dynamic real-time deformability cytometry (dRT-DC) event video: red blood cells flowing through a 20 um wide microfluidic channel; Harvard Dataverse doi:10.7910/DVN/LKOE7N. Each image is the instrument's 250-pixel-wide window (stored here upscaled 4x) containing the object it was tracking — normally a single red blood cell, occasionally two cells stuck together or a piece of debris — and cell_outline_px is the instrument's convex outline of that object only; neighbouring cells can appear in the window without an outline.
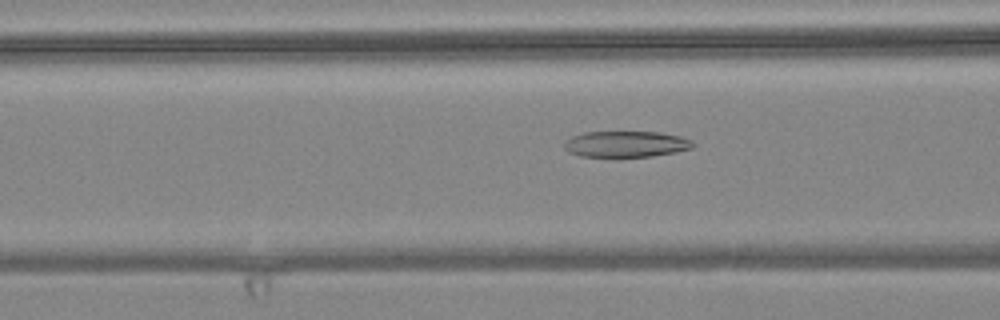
{"species": "common noctule bat (a hibernating species)", "species_latin": "Nyctalus noctula", "temperature_condition": "warm", "stored_images_in_passage": 56, "camera_frame_rate_fps": 3000, "um_per_image_px": 0.085, "animal": {"sex": "female", "body_mass_g": 24.6, "forearm_length_mm": 56.2}, "frame": {"image": 1, "passage_image": 22, "time_ms": 7.0, "image_size_px": [1000, 320], "cell_outline_px": [[696, 144], [692, 148], [676, 152], [652, 156], [580, 156], [568, 152], [564, 148], [564, 140], [572, 136], [584, 132], [660, 132], [680, 136], [692, 140]], "centroid_in_image_um": [53.21, 12.24], "position_along_channel_um": 113.4, "area_um2": 19.59}}
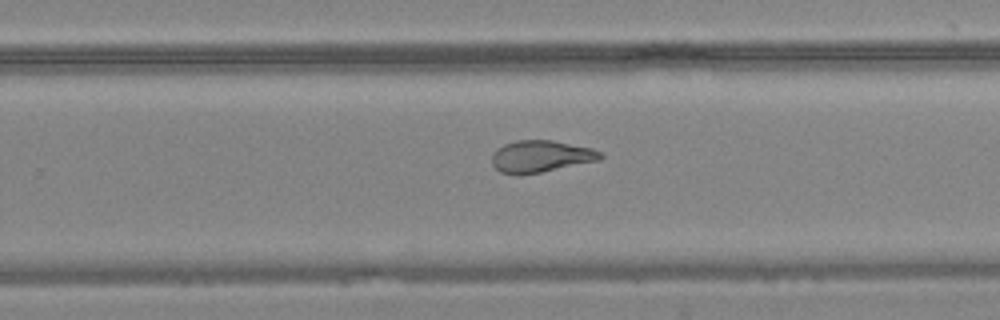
{"frame": {"image": 2, "passage_image": 36, "time_ms": 11.667, "image_size_px": [1000, 320], "cell_outline_px": [[604, 156], [600, 160], [520, 176], [516, 176], [500, 172], [492, 164], [492, 156], [496, 148], [504, 144], [516, 140], [552, 140], [592, 148], [600, 152]], "centroid_in_image_um": [45.94, 13.3], "position_along_channel_um": 283.9, "area_um2": 20.29}}
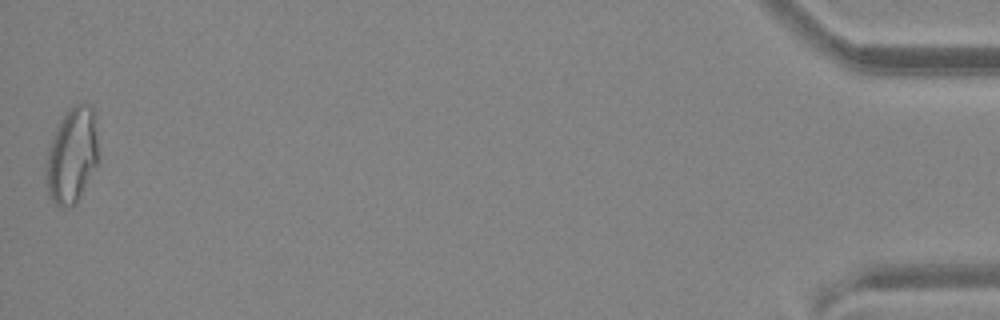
{"frame": {"image": 3, "passage_image": 56, "time_ms": 18.333, "image_size_px": [1000, 320], "cell_outline_px": [[100, 160], [76, 204], [60, 208], [48, 196], [44, 172], [44, 168], [48, 148], [52, 136], [60, 120], [76, 104], [88, 104], [92, 108]], "centroid_in_image_um": [6.09, 13.28], "position_along_channel_um": 429.1, "area_um2": 29.36}, "authors_computed_cell_mechanics": {"area_um2": 23.4668, "velocity_mm_per_s": 3.6606, "shape_relaxation_time_tau1_ms": null, "shape_relaxation_time_tau2_ms": 1.3611, "deformation_change_tau1": null, "deformation_change_tau2": 0.0808}}